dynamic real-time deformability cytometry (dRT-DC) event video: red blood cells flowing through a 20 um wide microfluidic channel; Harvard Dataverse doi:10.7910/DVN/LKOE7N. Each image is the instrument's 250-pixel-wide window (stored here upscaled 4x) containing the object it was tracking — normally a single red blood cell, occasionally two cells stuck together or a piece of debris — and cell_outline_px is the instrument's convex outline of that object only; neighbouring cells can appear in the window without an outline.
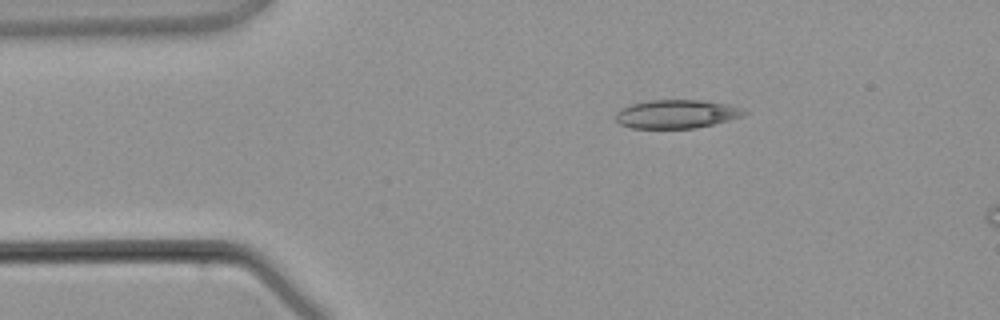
{"species": "common noctule bat (a hibernating species)", "species_latin": "Nyctalus noctula", "temperature_condition": "warm", "stored_images_in_passage": 3, "camera_frame_rate_fps": 3000, "um_per_image_px": 0.085, "animal": {"sex": "male", "body_mass_g": 21.5, "forearm_length_mm": 52.0}, "frame": {"image": 1, "passage_image": 1, "time_ms": 0.0, "image_size_px": [1000, 320], "cell_outline_px": [[748, 112], [744, 116], [696, 128], [632, 128], [620, 124], [616, 120], [616, 112], [620, 108], [632, 104], [648, 100], [700, 100], [728, 104], [740, 108]], "centroid_in_image_um": [57.49, 9.69], "position_along_channel_um": 27.5, "area_um2": 21.33}}